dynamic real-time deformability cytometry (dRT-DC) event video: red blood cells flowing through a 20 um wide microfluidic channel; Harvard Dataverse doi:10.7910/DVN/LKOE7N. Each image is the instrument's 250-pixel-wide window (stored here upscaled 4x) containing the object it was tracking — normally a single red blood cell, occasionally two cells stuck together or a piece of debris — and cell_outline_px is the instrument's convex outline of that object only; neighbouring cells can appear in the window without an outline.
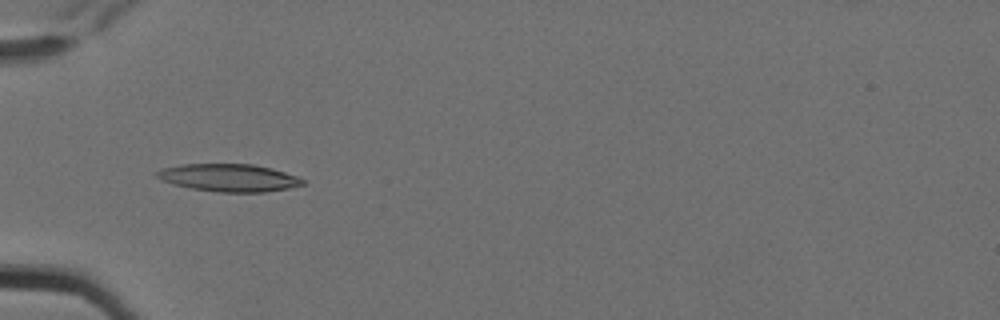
{"species": "Egyptian fruit bat (a non-hibernating species)", "species_latin": "Rousettus aegyptiacus", "temperature_condition": "cold", "stored_images_in_passage": 7, "camera_frame_rate_fps": 3000, "um_per_image_px": 0.085, "animal": {"sex": "female"}, "frame": {"image": 1, "passage_image": 6, "time_ms": 1.667, "image_size_px": [1000, 320], "cell_outline_px": [[304, 184], [288, 188], [264, 192], [220, 192], [192, 188], [172, 184], [160, 180], [156, 176], [156, 172], [164, 168], [180, 164], [252, 164], [272, 168], [296, 176], [304, 180]], "centroid_in_image_um": [19.44, 15.1], "position_along_channel_um": 65.6, "area_um2": 23.29}}
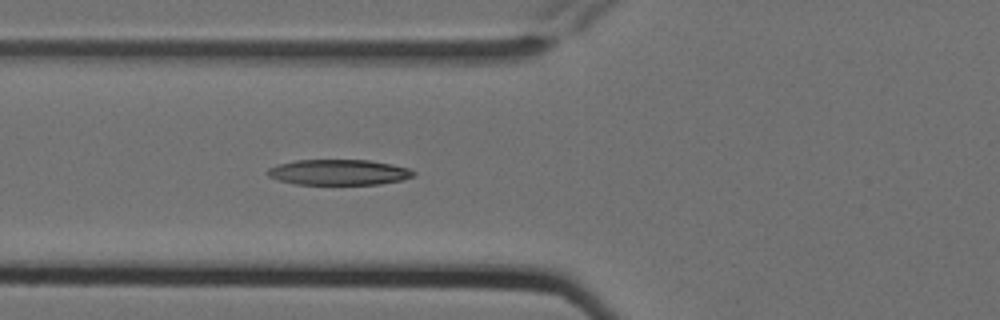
{"frame": {"image": 2, "passage_image": 7, "time_ms": 2.0, "image_size_px": [1000, 320], "cell_outline_px": [[416, 172], [412, 176], [400, 180], [380, 184], [296, 184], [280, 180], [268, 176], [268, 168], [280, 164], [296, 160], [368, 160], [392, 164], [408, 168]], "centroid_in_image_um": [28.8, 14.64], "position_along_channel_um": 97.0, "area_um2": 21.44}}